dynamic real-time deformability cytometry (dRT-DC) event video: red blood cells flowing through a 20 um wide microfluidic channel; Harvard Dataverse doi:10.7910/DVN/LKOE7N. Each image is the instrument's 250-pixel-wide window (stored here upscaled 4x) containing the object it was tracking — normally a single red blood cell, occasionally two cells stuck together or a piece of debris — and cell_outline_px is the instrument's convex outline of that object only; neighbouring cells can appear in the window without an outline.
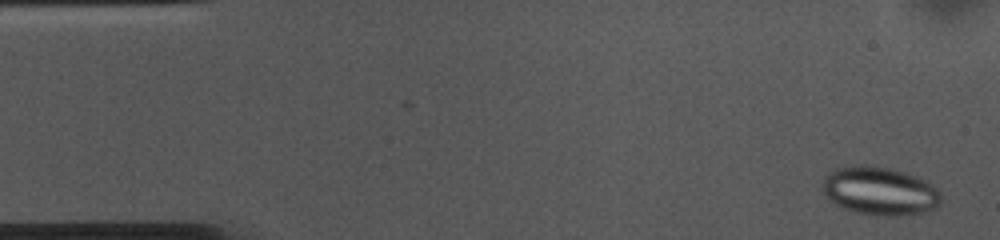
{"species": "common noctule bat (a hibernating species)", "species_latin": "Nyctalus noctula", "temperature_condition": "cold", "stored_images_in_passage": 53, "camera_frame_rate_fps": 3000, "um_per_image_px": 0.085, "animal": {"sex": "female", "body_mass_g": 10.0, "forearm_length_mm": 53.1}, "frame": {"image": 1, "passage_image": 1, "time_ms": 0.0, "image_size_px": [1000, 240], "cell_outline_px": [[944, 196], [940, 204], [936, 208], [924, 212], [900, 216], [876, 216], [856, 212], [840, 208], [828, 200], [820, 188], [824, 176], [828, 172], [836, 168], [856, 164], [864, 164], [892, 168], [916, 176], [932, 184]], "centroid_in_image_um": [74.75, 16.24], "position_along_channel_um": 10.3, "area_um2": 34.33}}
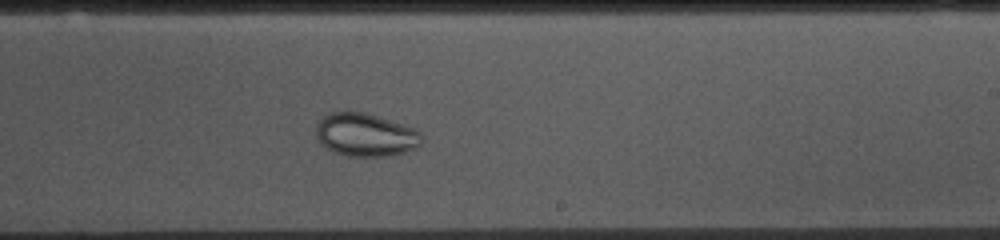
{"frame": {"image": 2, "passage_image": 30, "time_ms": 9.667, "image_size_px": [1000, 240], "cell_outline_px": [[424, 140], [416, 148], [404, 152], [388, 156], [348, 156], [332, 152], [320, 144], [316, 136], [316, 124], [328, 112], [364, 112], [416, 128], [420, 132]], "centroid_in_image_um": [31.07, 11.47], "position_along_channel_um": 257.9, "area_um2": 26.76}}
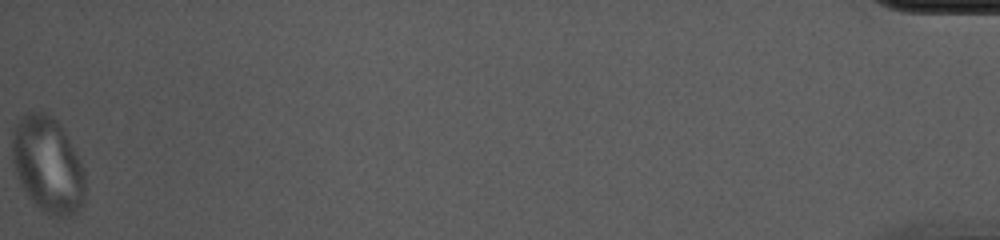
{"frame": {"image": 3, "passage_image": 53, "time_ms": 17.333, "image_size_px": [1000, 240], "cell_outline_px": [[84, 200], [80, 208], [72, 216], [48, 216], [28, 196], [20, 184], [12, 160], [12, 132], [20, 116], [24, 112], [48, 112], [60, 124], [80, 160], [84, 168]], "centroid_in_image_um": [4.05, 13.99], "position_along_channel_um": 431.2, "area_um2": 40.92}}